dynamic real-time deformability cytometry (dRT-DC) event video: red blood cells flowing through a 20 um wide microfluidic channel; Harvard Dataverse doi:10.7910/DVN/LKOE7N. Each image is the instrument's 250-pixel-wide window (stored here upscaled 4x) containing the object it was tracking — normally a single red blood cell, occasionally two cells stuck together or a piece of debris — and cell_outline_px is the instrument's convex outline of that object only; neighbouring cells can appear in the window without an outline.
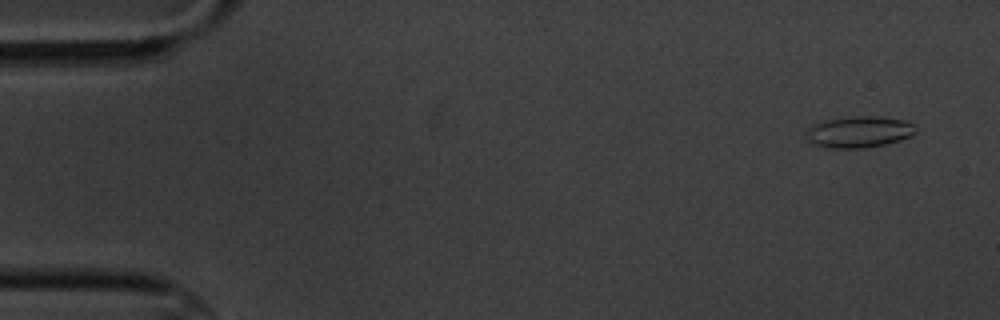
{"species": "common noctule bat (a hibernating species)", "species_latin": "Nyctalus noctula", "temperature_condition": "cold", "stored_images_in_passage": 6, "camera_frame_rate_fps": 3000, "um_per_image_px": 0.085, "animal": {"sex": "male", "body_mass_g": 20.1, "forearm_length_mm": 53.5}, "frame": {"image": 1, "passage_image": 1, "time_ms": 0.0, "image_size_px": [1000, 320], "cell_outline_px": [[916, 132], [912, 136], [900, 140], [884, 144], [864, 148], [828, 148], [816, 144], [808, 140], [808, 132], [812, 124], [824, 120], [856, 116], [880, 116], [904, 120], [912, 124]], "centroid_in_image_um": [73.04, 11.21], "position_along_channel_um": 12.0, "area_um2": 19.83}}
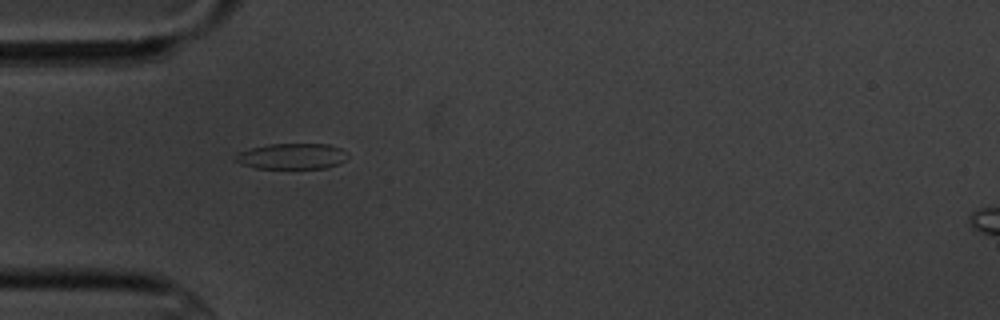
{"frame": {"image": 2, "passage_image": 5, "time_ms": 4.667, "image_size_px": [1000, 320], "cell_outline_px": [[348, 156], [344, 160], [336, 164], [324, 168], [256, 168], [240, 164], [236, 160], [236, 156], [240, 152], [252, 148], [268, 144], [328, 144], [340, 148], [348, 152]], "centroid_in_image_um": [24.83, 13.28], "position_along_channel_um": 60.2, "area_um2": 16.65}}
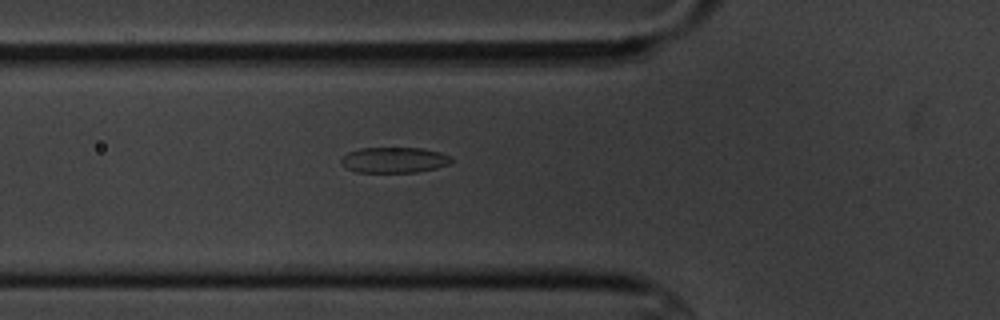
{"frame": {"image": 3, "passage_image": 6, "time_ms": 5.667, "image_size_px": [1000, 320], "cell_outline_px": [[452, 164], [436, 168], [416, 172], [356, 172], [340, 164], [340, 160], [348, 152], [360, 148], [420, 148], [440, 152], [448, 156], [452, 160]], "centroid_in_image_um": [33.5, 13.6], "position_along_channel_um": 92.3, "area_um2": 16.42}}